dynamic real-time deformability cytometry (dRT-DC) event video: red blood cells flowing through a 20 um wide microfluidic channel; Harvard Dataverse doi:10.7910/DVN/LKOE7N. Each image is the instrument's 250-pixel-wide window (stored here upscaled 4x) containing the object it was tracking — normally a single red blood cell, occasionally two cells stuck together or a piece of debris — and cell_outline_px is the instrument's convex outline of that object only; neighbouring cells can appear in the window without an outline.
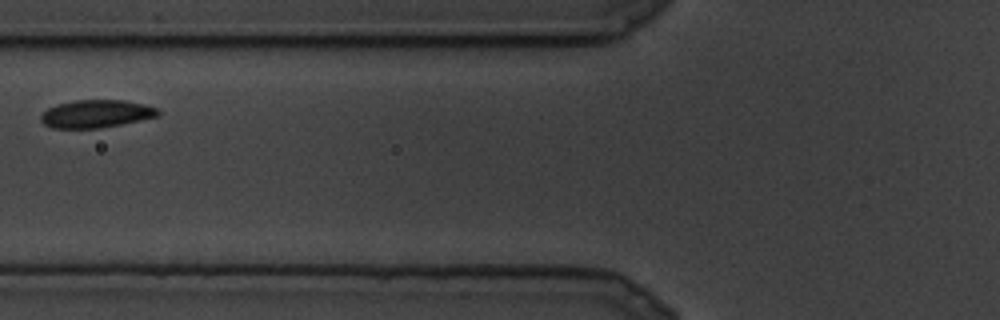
{"species": "common noctule bat (a hibernating species)", "species_latin": "Nyctalus noctula", "temperature_condition": "cold", "stored_images_in_passage": 3, "camera_frame_rate_fps": 3000, "um_per_image_px": 0.085, "animal": {"sex": "male", "body_mass_g": 19.5, "forearm_length_mm": 54.6}, "frame": {"image": 1, "passage_image": 2, "time_ms": 0.333, "image_size_px": [1000, 320], "cell_outline_px": [[160, 112], [156, 116], [140, 120], [100, 128], [52, 128], [44, 124], [40, 120], [40, 116], [48, 108], [56, 104], [76, 100], [124, 100], [144, 104], [156, 108]], "centroid_in_image_um": [8.13, 9.67], "position_along_channel_um": 117.7, "area_um2": 18.84}}